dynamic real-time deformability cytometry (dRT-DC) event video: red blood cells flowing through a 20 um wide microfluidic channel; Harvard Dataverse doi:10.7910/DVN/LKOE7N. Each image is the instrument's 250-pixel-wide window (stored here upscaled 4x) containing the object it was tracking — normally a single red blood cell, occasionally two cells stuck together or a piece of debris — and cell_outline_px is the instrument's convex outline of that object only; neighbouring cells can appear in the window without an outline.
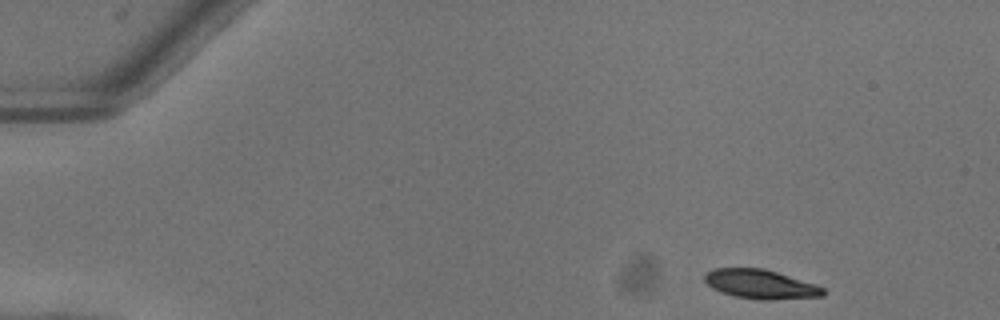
{"species": "common noctule bat (a hibernating species)", "species_latin": "Nyctalus noctula", "temperature_condition": "warm", "stored_images_in_passage": 47, "camera_frame_rate_fps": 3000, "um_per_image_px": 0.085, "animal": {"sex": "female"}, "frame": {"image": 1, "passage_image": 1, "time_ms": 0.0, "image_size_px": [1000, 320], "cell_outline_px": [[824, 296], [768, 300], [760, 300], [736, 296], [712, 288], [704, 280], [704, 276], [708, 272], [716, 268], [764, 268], [816, 284], [824, 288]], "centroid_in_image_um": [64.67, 24.15], "position_along_channel_um": 20.3, "area_um2": 19.94}}
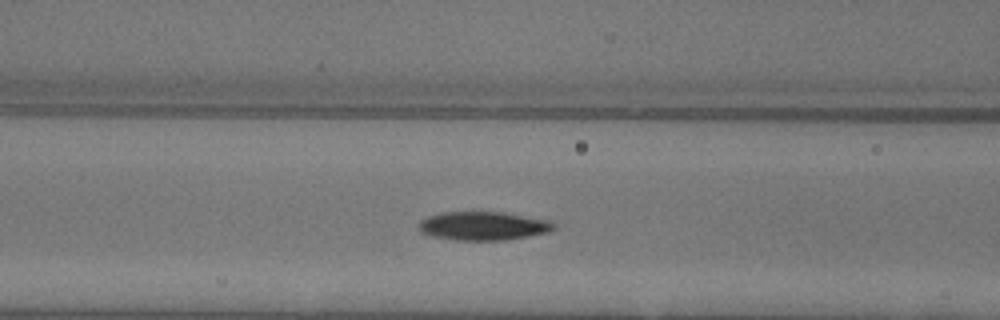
{"frame": {"image": 2, "passage_image": 17, "time_ms": 5.333, "image_size_px": [1000, 320], "cell_outline_px": [[556, 228], [548, 232], [528, 236], [504, 240], [456, 240], [432, 236], [420, 232], [420, 220], [428, 216], [440, 212], [500, 212], [548, 220], [556, 224]], "centroid_in_image_um": [41.06, 19.2], "position_along_channel_um": 125.5, "area_um2": 22.37}}
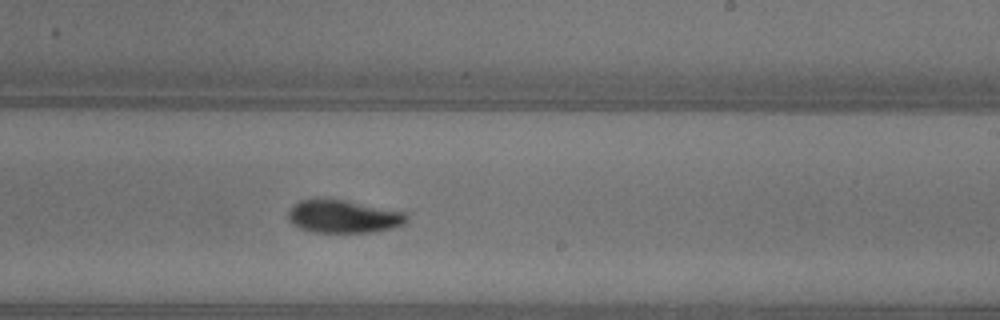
{"frame": {"image": 3, "passage_image": 27, "time_ms": 8.667, "image_size_px": [1000, 320], "cell_outline_px": [[408, 220], [392, 228], [376, 232], [312, 232], [300, 228], [292, 224], [288, 220], [288, 212], [300, 200], [340, 200], [408, 212]], "centroid_in_image_um": [29.21, 18.43], "position_along_channel_um": 259.8, "area_um2": 22.31}, "authors_computed_cell_mechanics": {"area_um2": 21.7906, "velocity_mm_per_s": 4.0372, "shape_relaxation_time_tau1_ms": 2.9027, "shape_relaxation_time_tau2_ms": 5.4461, "deformation_change_tau1": 0.158, "deformation_change_tau2": 0.0859}}